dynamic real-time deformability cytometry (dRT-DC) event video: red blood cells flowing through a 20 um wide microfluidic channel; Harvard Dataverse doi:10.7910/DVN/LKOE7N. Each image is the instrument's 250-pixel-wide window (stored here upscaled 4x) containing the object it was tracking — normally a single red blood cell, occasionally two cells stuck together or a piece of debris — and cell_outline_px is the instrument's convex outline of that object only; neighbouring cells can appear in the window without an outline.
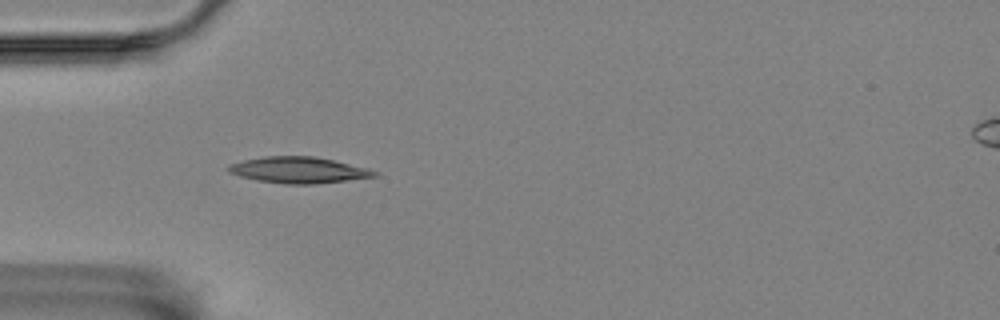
{"species": "Egyptian fruit bat (a non-hibernating species)", "species_latin": "Rousettus aegyptiacus", "temperature_condition": "room temperature", "stored_images_in_passage": 12, "camera_frame_rate_fps": 3000, "um_per_image_px": 0.085, "animal": {"sex": "female"}, "frame": {"image": 1, "passage_image": 2, "time_ms": 0.333, "image_size_px": [1000, 320], "cell_outline_px": [[380, 176], [316, 184], [284, 184], [256, 180], [240, 176], [228, 172], [228, 164], [244, 160], [264, 156], [312, 156], [332, 160], [368, 168], [380, 172]], "centroid_in_image_um": [25.4, 14.46], "position_along_channel_um": 59.6, "area_um2": 22.37}}
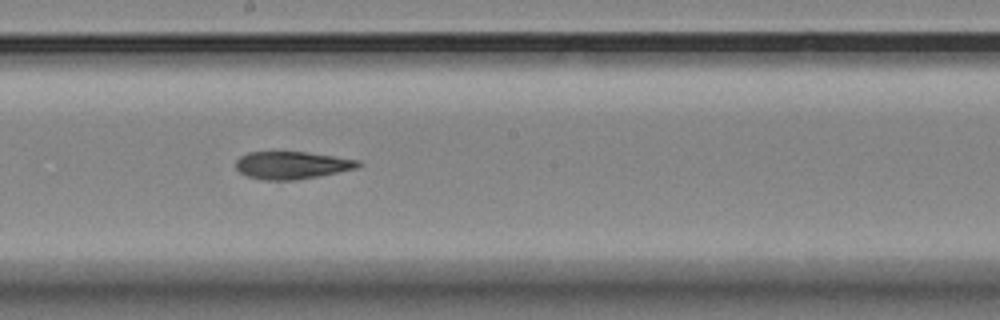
{"frame": {"image": 2, "passage_image": 6, "time_ms": 1.667, "image_size_px": [1000, 320], "cell_outline_px": [[360, 164], [356, 168], [296, 180], [264, 180], [248, 176], [240, 172], [236, 168], [236, 160], [240, 156], [248, 152], [304, 152], [360, 160]], "centroid_in_image_um": [24.76, 14.04], "position_along_channel_um": 223.4, "area_um2": 19.31}}
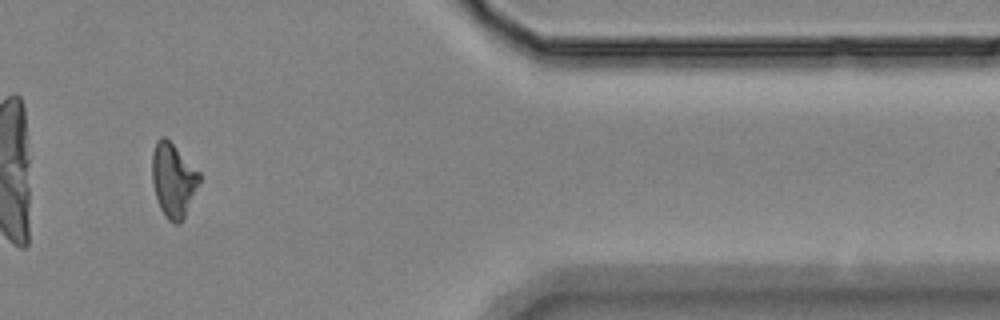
{"frame": {"image": 3, "passage_image": 10, "time_ms": 3.0, "image_size_px": [1000, 320], "cell_outline_px": [[200, 180], [184, 216], [180, 224], [172, 224], [164, 216], [160, 208], [156, 196], [152, 180], [152, 152], [156, 140], [160, 136], [164, 136], [200, 172]], "centroid_in_image_um": [14.7, 15.31], "position_along_channel_um": 396.7, "area_um2": 20.11}}